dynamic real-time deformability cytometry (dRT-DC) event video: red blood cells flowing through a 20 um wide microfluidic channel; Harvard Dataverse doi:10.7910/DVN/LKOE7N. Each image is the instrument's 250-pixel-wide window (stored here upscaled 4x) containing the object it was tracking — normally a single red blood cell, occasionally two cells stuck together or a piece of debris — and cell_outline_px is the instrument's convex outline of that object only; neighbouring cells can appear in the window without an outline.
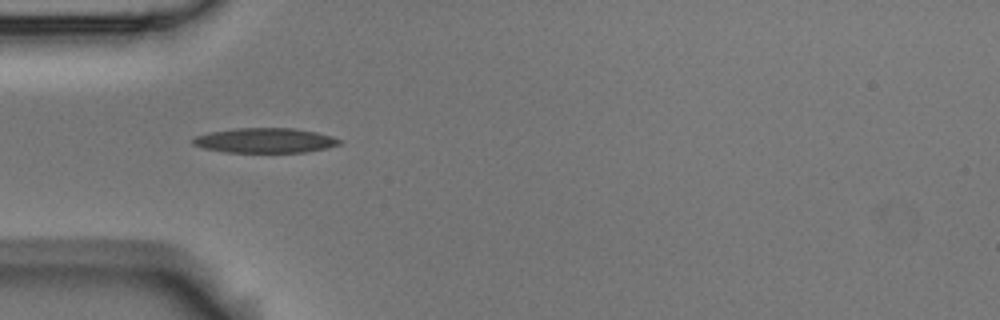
{"species": "Egyptian fruit bat (a non-hibernating species)", "species_latin": "Rousettus aegyptiacus", "temperature_condition": "room temperature", "stored_images_in_passage": 2, "camera_frame_rate_fps": 3000, "um_per_image_px": 0.085, "animal": {"sex": "male"}, "frame": {"image": 1, "passage_image": 1, "time_ms": 0.0, "image_size_px": [1000, 320], "cell_outline_px": [[344, 140], [340, 144], [324, 148], [304, 152], [228, 152], [204, 148], [192, 144], [192, 140], [196, 136], [208, 132], [236, 128], [292, 128], [316, 132], [332, 136]], "centroid_in_image_um": [22.53, 11.93], "position_along_channel_um": 62.5, "area_um2": 21.1}}
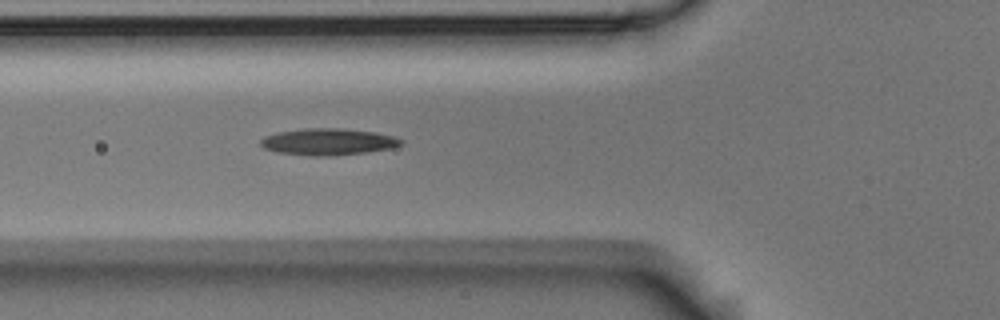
{"frame": {"image": 2, "passage_image": 2, "time_ms": 0.333, "image_size_px": [1000, 320], "cell_outline_px": [[404, 144], [392, 148], [368, 152], [332, 156], [312, 156], [276, 152], [264, 148], [260, 144], [260, 140], [264, 136], [276, 132], [308, 128], [340, 128], [376, 132], [392, 136], [404, 140]], "centroid_in_image_um": [27.9, 12.05], "position_along_channel_um": 97.9, "area_um2": 22.02}}